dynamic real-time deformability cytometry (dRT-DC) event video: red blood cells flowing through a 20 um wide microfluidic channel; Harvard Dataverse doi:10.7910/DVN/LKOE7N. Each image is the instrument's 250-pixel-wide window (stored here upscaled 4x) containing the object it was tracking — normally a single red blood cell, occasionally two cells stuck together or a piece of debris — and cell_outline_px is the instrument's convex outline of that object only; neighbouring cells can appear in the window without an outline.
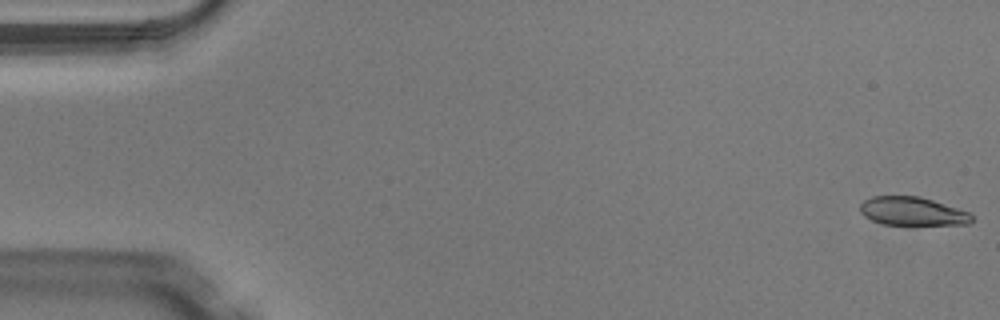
{"species": "Egyptian fruit bat (a non-hibernating species)", "species_latin": "Rousettus aegyptiacus", "temperature_condition": "warm", "stored_images_in_passage": 49, "camera_frame_rate_fps": 3000, "um_per_image_px": 0.085, "animal": {"sex": "male"}, "frame": {"image": 1, "passage_image": 1, "time_ms": 0.0, "image_size_px": [1000, 320], "cell_outline_px": [[972, 220], [968, 224], [884, 224], [872, 220], [864, 216], [860, 212], [860, 204], [864, 200], [872, 196], [920, 196], [968, 212], [972, 216]], "centroid_in_image_um": [77.5, 17.95], "position_along_channel_um": 7.5, "area_um2": 18.21}}
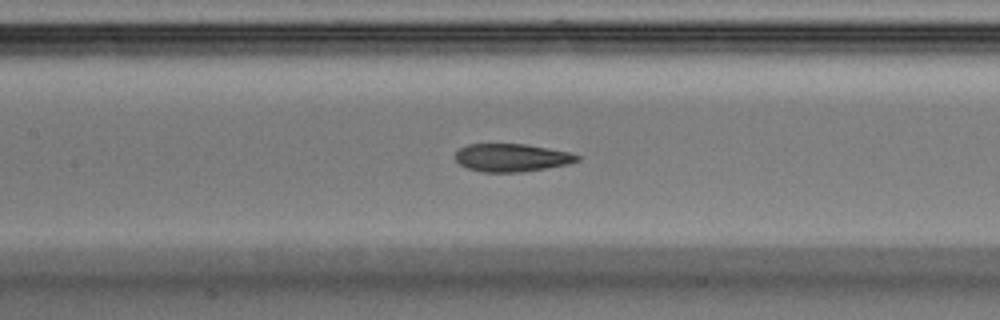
{"frame": {"image": 2, "passage_image": 23, "time_ms": 7.333, "image_size_px": [1000, 320], "cell_outline_px": [[580, 160], [568, 164], [520, 172], [484, 172], [468, 168], [460, 164], [456, 160], [456, 152], [460, 148], [468, 144], [524, 144], [548, 148], [568, 152], [580, 156]], "centroid_in_image_um": [43.49, 13.4], "position_along_channel_um": 163.9, "area_um2": 19.59}}
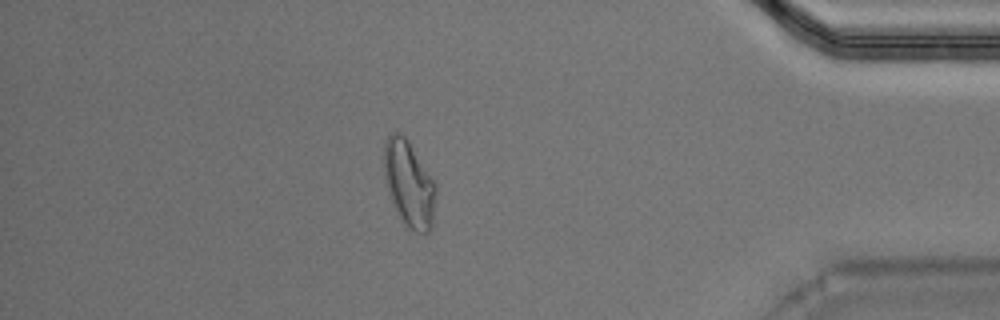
{"frame": {"image": 3, "passage_image": 43, "time_ms": 14.0, "image_size_px": [1000, 320], "cell_outline_px": [[436, 192], [432, 228], [428, 232], [416, 232], [408, 228], [392, 204], [388, 192], [384, 176], [384, 144], [388, 136], [396, 132], [404, 136], [408, 140], [436, 184]], "centroid_in_image_um": [34.77, 15.64], "position_along_channel_um": 400.4, "area_um2": 25.84}, "authors_computed_cell_mechanics": {"area_um2": 20.6346, "velocity_mm_per_s": 4.1085, "shape_relaxation_time_tau1_ms": null, "shape_relaxation_time_tau2_ms": 1.7431, "deformation_change_tau1": null, "deformation_change_tau2": 0.0787}}